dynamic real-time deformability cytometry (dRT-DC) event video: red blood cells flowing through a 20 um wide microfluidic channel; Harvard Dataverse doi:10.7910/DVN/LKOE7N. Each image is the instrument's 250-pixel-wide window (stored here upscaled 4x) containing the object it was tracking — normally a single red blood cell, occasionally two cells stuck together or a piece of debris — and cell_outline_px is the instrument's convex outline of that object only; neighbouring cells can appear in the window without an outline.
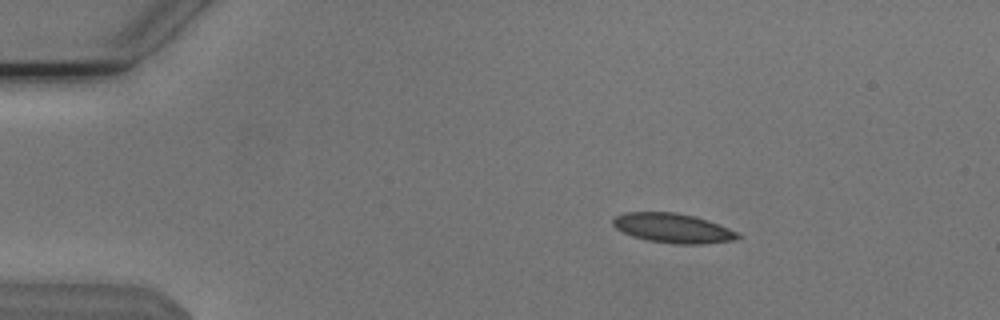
{"species": "Egyptian fruit bat (a non-hibernating species)", "species_latin": "Rousettus aegyptiacus", "temperature_condition": "cold", "stored_images_in_passage": 54, "camera_frame_rate_fps": 3000, "um_per_image_px": 0.085, "animal": {"sex": "male"}, "frame": {"image": 1, "passage_image": 9, "time_ms": 2.667, "image_size_px": [1000, 320], "cell_outline_px": [[740, 236], [732, 240], [700, 244], [672, 244], [648, 240], [632, 236], [616, 228], [612, 224], [612, 220], [616, 216], [628, 212], [676, 212], [692, 216], [728, 228], [736, 232]], "centroid_in_image_um": [57.13, 19.39], "position_along_channel_um": 27.9, "area_um2": 20.98}}
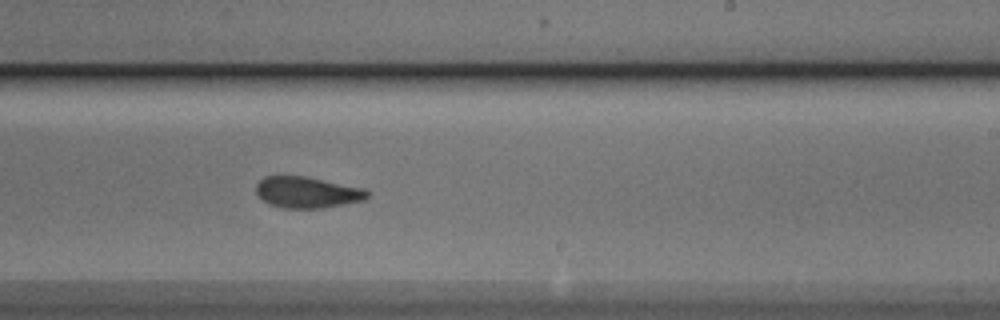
{"frame": {"image": 2, "passage_image": 33, "time_ms": 10.667, "image_size_px": [1000, 320], "cell_outline_px": [[372, 192], [364, 200], [324, 208], [284, 208], [268, 204], [256, 192], [256, 184], [264, 176], [304, 176], [364, 188]], "centroid_in_image_um": [26.13, 16.35], "position_along_channel_um": 262.9, "area_um2": 20.23}}
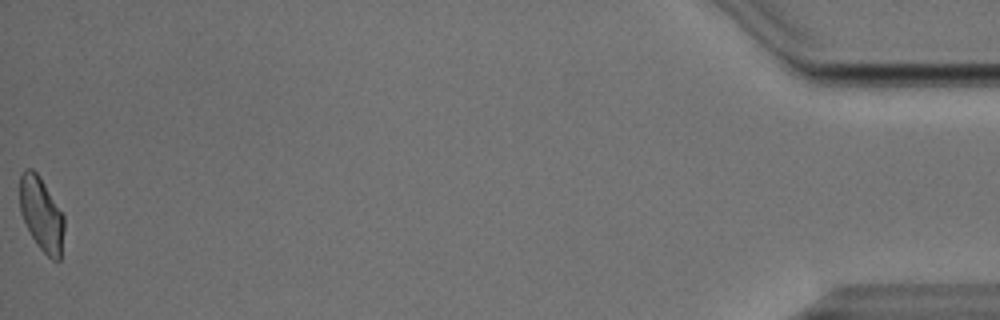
{"frame": {"image": 3, "passage_image": 54, "time_ms": 17.667, "image_size_px": [1000, 320], "cell_outline_px": [[64, 228], [60, 260], [52, 260], [36, 244], [20, 212], [20, 176], [24, 168], [32, 168], [36, 172], [44, 184], [64, 216]], "centroid_in_image_um": [3.52, 18.21], "position_along_channel_um": 431.7, "area_um2": 18.79}, "authors_computed_cell_mechanics": {"area_um2": 20.808, "velocity_mm_per_s": 3.7958, "shape_relaxation_time_tau1_ms": 3.6689, "shape_relaxation_time_tau2_ms": 1.4806, "deformation_change_tau1": 0.0989, "deformation_change_tau2": 0.07}}